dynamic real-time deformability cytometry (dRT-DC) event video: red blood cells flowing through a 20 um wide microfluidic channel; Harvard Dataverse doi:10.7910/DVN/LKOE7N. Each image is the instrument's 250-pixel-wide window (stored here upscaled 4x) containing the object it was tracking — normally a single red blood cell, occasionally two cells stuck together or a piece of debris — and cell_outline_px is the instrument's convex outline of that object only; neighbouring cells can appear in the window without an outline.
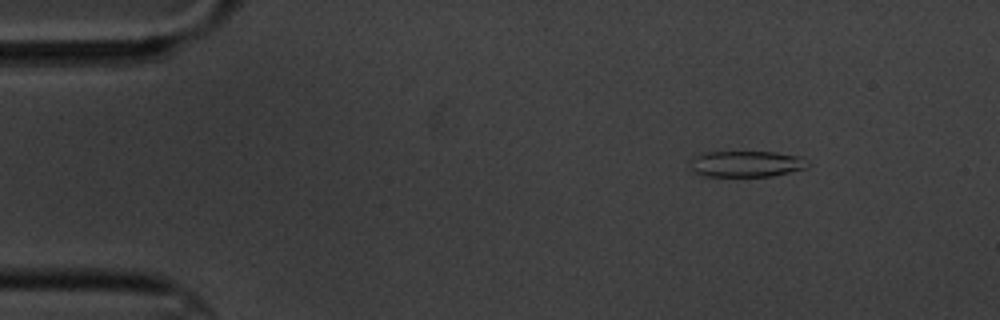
{"species": "common noctule bat (a hibernating species)", "species_latin": "Nyctalus noctula", "temperature_condition": "cold", "stored_images_in_passage": 5, "camera_frame_rate_fps": 3000, "um_per_image_px": 0.085, "animal": {"sex": "male", "body_mass_g": 20.1, "forearm_length_mm": 53.5}, "frame": {"image": 1, "passage_image": 1, "time_ms": 0.0, "image_size_px": [1000, 320], "cell_outline_px": [[812, 164], [804, 168], [772, 176], [704, 176], [696, 172], [692, 168], [692, 160], [696, 156], [708, 152], [772, 152], [804, 156]], "centroid_in_image_um": [63.53, 13.92], "position_along_channel_um": 21.5, "area_um2": 17.74}}